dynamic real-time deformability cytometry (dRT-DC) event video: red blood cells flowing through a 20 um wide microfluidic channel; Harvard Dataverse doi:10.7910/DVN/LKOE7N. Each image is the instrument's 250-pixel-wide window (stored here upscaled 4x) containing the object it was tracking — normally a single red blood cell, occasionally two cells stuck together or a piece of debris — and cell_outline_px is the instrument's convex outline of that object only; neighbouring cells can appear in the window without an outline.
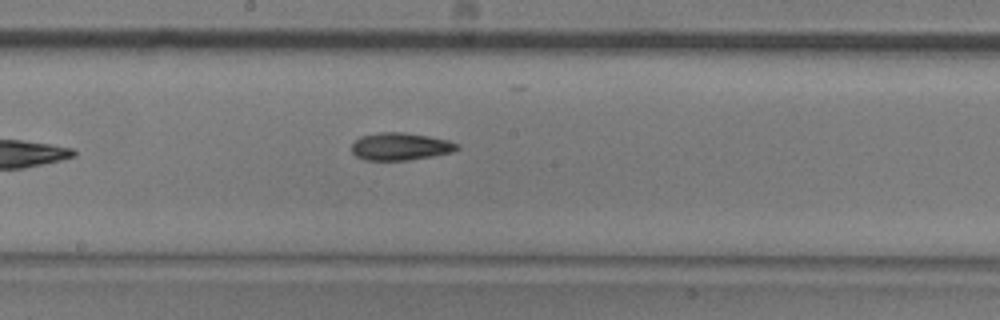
{"species": "common noctule bat (a hibernating species)", "species_latin": "Nyctalus noctula", "temperature_condition": "room temperature", "stored_images_in_passage": 8, "camera_frame_rate_fps": 3000, "um_per_image_px": 0.085, "animal": {"sex": "male", "body_mass_g": 20.5, "forearm_length_mm": 52.5}, "frame": {"image": 1, "passage_image": 8, "time_ms": 2.333, "image_size_px": [1000, 320], "cell_outline_px": [[460, 148], [452, 152], [432, 156], [408, 160], [364, 160], [356, 156], [352, 152], [352, 144], [360, 136], [380, 132], [404, 132], [428, 136], [448, 140], [460, 144]], "centroid_in_image_um": [34.04, 12.45], "position_along_channel_um": 214.2, "area_um2": 16.94}}